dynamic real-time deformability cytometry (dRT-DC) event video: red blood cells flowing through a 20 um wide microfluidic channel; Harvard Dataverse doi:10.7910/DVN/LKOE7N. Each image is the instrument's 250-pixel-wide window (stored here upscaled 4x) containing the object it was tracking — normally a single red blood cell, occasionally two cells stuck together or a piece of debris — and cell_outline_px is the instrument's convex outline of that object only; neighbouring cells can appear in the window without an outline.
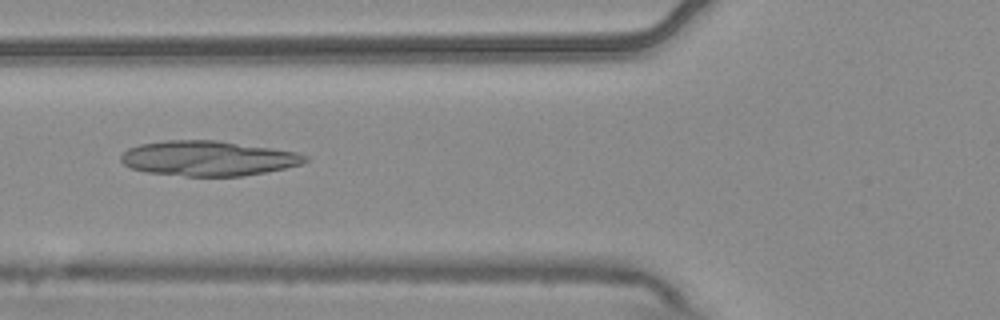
{"species": "common noctule bat (a hibernating species)", "species_latin": "Nyctalus noctula", "temperature_condition": "warm", "stored_images_in_passage": 4, "camera_frame_rate_fps": 3000, "um_per_image_px": 0.085, "animal": {"sex": "male", "body_mass_g": 20.4}, "frame": {"image": 1, "passage_image": 3, "time_ms": 0.667, "image_size_px": [1000, 320], "cell_outline_px": [[308, 160], [304, 164], [264, 172], [240, 176], [184, 176], [148, 172], [132, 168], [124, 164], [120, 160], [120, 156], [128, 148], [140, 144], [164, 140], [216, 140], [296, 152], [308, 156]], "centroid_in_image_um": [17.68, 13.45], "position_along_channel_um": 108.1, "area_um2": 37.4}}
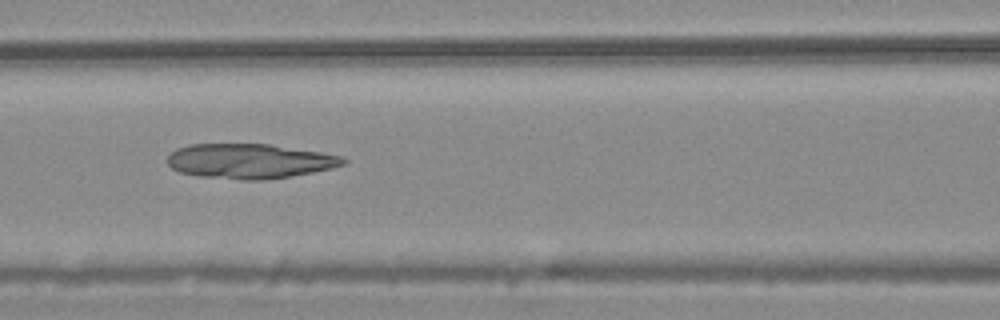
{"frame": {"image": 2, "passage_image": 4, "time_ms": 1.0, "image_size_px": [1000, 320], "cell_outline_px": [[348, 160], [344, 164], [332, 168], [312, 172], [264, 180], [240, 180], [200, 176], [180, 172], [172, 168], [168, 164], [168, 156], [176, 148], [188, 144], [268, 144], [320, 152], [340, 156]], "centroid_in_image_um": [21.19, 13.69], "position_along_channel_um": 145.4, "area_um2": 35.43}}